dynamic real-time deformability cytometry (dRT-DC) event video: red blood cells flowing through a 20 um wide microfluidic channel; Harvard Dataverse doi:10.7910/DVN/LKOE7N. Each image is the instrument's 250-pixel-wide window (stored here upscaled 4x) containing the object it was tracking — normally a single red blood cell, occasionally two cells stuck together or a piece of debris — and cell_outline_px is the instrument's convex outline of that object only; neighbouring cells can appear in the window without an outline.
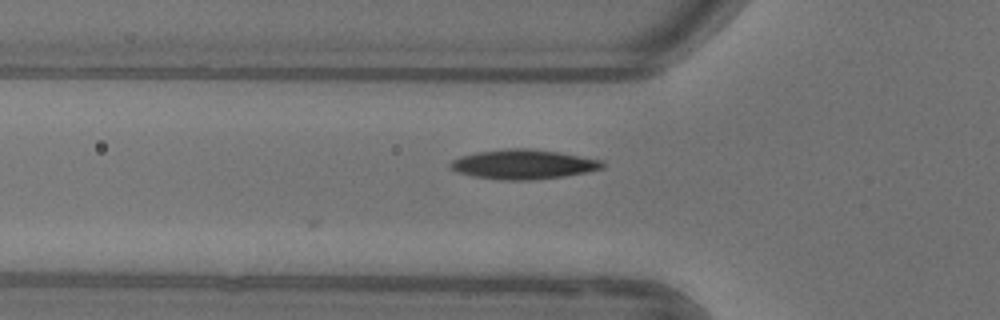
{"species": "common noctule bat (a hibernating species)", "species_latin": "Nyctalus noctula", "temperature_condition": "warm", "stored_images_in_passage": 3, "camera_frame_rate_fps": 3000, "um_per_image_px": 0.085, "animal": {"sex": "female"}, "frame": {"image": 1, "passage_image": 3, "time_ms": 0.667, "image_size_px": [1000, 320], "cell_outline_px": [[604, 168], [564, 176], [528, 180], [504, 180], [472, 176], [456, 172], [448, 164], [452, 160], [460, 156], [476, 152], [504, 148], [528, 148], [560, 152], [604, 160]], "centroid_in_image_um": [44.47, 13.95], "position_along_channel_um": 81.3, "area_um2": 26.3}}